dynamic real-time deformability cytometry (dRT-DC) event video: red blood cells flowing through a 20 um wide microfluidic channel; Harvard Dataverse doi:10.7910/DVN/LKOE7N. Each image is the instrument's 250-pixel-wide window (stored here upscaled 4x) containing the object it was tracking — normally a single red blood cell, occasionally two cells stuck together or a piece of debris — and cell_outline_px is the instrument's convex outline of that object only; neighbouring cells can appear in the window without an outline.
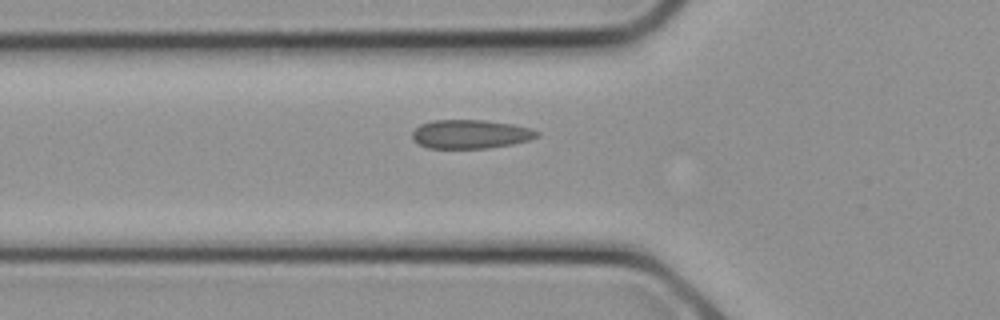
{"species": "common noctule bat (a hibernating species)", "species_latin": "Nyctalus noctula", "temperature_condition": "cold", "stored_images_in_passage": 6, "camera_frame_rate_fps": 3000, "um_per_image_px": 0.085, "animal": {"sex": "female", "body_mass_g": 21.9}, "frame": {"image": 1, "passage_image": 4, "time_ms": 1.0, "image_size_px": [1000, 320], "cell_outline_px": [[540, 136], [528, 140], [512, 144], [488, 148], [428, 148], [412, 140], [412, 132], [420, 124], [432, 120], [484, 120], [512, 124], [528, 128], [540, 132]], "centroid_in_image_um": [39.97, 11.4], "position_along_channel_um": 85.8, "area_um2": 20.92}}
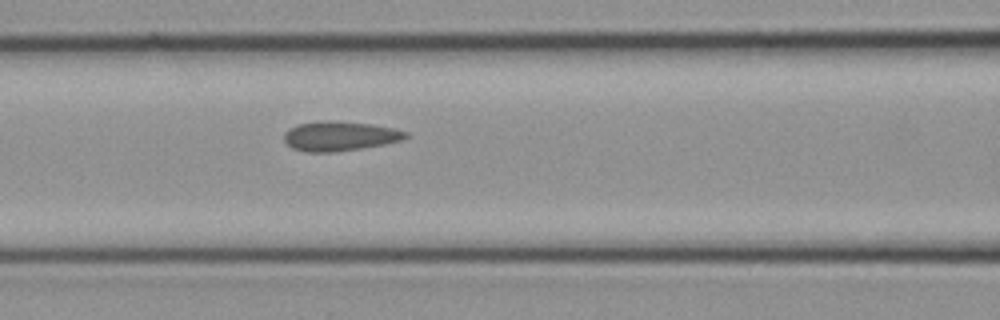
{"frame": {"image": 2, "passage_image": 6, "time_ms": 1.667, "image_size_px": [1000, 320], "cell_outline_px": [[408, 136], [404, 140], [384, 144], [336, 152], [304, 152], [292, 148], [284, 140], [284, 132], [288, 128], [300, 124], [372, 124], [396, 128], [408, 132]], "centroid_in_image_um": [28.93, 11.63], "position_along_channel_um": 137.7, "area_um2": 20.0}}